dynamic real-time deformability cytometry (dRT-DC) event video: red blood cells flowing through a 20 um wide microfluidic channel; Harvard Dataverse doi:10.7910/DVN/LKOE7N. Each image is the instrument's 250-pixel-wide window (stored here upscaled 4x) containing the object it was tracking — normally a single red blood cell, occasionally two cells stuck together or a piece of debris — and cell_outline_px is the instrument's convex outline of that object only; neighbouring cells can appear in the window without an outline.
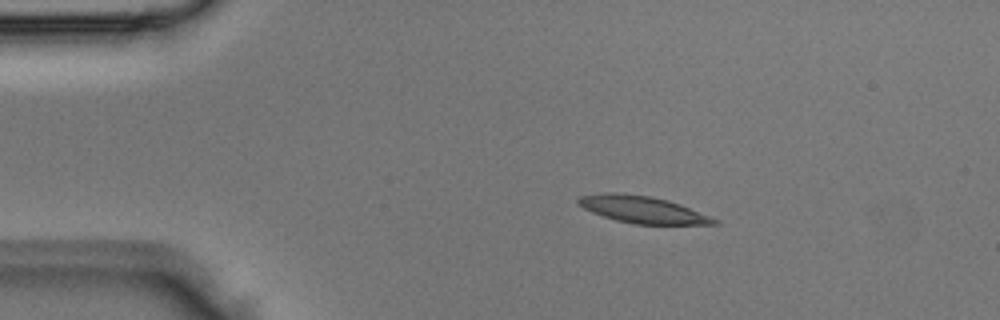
{"species": "Egyptian fruit bat (a non-hibernating species)", "species_latin": "Rousettus aegyptiacus", "temperature_condition": "room temperature", "stored_images_in_passage": 3, "camera_frame_rate_fps": 3000, "um_per_image_px": 0.085, "animal": {"sex": "male"}, "frame": {"image": 1, "passage_image": 2, "time_ms": 0.333, "image_size_px": [1000, 320], "cell_outline_px": [[720, 224], [632, 224], [616, 220], [592, 212], [576, 204], [576, 200], [580, 196], [604, 192], [616, 192], [648, 196], [668, 200], [680, 204], [720, 220]], "centroid_in_image_um": [54.6, 17.81], "position_along_channel_um": 30.4, "area_um2": 21.33}}